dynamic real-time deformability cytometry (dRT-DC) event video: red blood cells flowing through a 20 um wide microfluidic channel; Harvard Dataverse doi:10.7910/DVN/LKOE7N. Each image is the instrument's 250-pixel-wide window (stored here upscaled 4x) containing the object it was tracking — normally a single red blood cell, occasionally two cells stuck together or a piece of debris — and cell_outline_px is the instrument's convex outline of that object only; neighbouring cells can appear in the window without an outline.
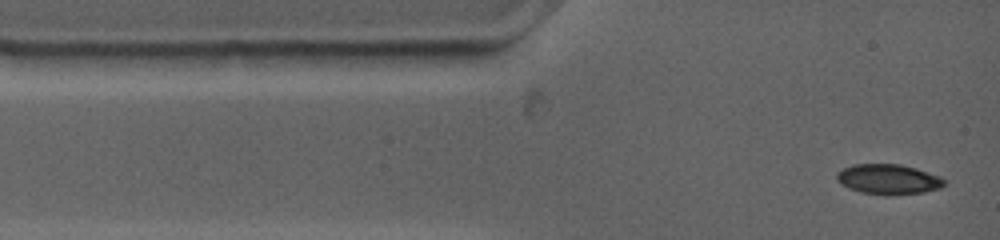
{"species": "common noctule bat (a hibernating species)", "species_latin": "Nyctalus noctula", "temperature_condition": "warm", "stored_images_in_passage": 6, "camera_frame_rate_fps": 4500, "um_per_image_px": 0.085, "animal": {"sex": "female", "body_mass_g": 19.0, "forearm_length_mm": 53.3}, "frame": {"image": 1, "passage_image": 1, "time_ms": 0.0, "image_size_px": [1000, 240], "cell_outline_px": [[948, 184], [940, 188], [924, 192], [860, 192], [848, 188], [840, 184], [836, 180], [836, 172], [852, 164], [900, 164], [916, 168], [940, 176], [948, 180]], "centroid_in_image_um": [75.52, 15.19], "position_along_channel_um": 9.5, "area_um2": 18.38}}
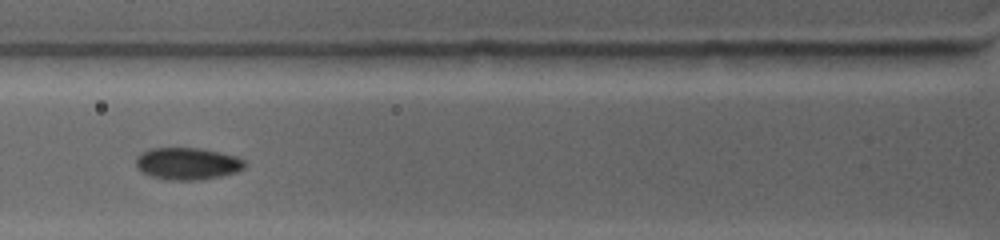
{"frame": {"image": 2, "passage_image": 4, "time_ms": 3.556, "image_size_px": [1000, 240], "cell_outline_px": [[248, 164], [244, 168], [236, 172], [204, 180], [164, 180], [140, 172], [136, 168], [136, 156], [152, 148], [200, 148], [220, 152], [236, 156], [244, 160]], "centroid_in_image_um": [15.94, 13.92], "position_along_channel_um": 109.9, "area_um2": 20.58}}
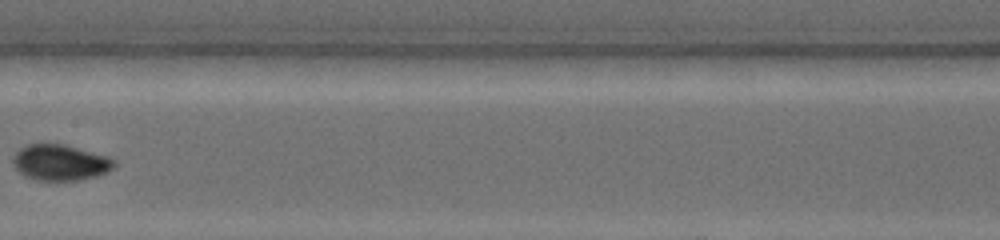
{"frame": {"image": 3, "passage_image": 6, "time_ms": 6.0, "image_size_px": [1000, 240], "cell_outline_px": [[116, 164], [108, 172], [96, 176], [76, 180], [36, 180], [20, 172], [12, 164], [12, 156], [20, 148], [28, 144], [64, 144], [108, 156], [116, 160]], "centroid_in_image_um": [5.13, 13.8], "position_along_channel_um": 202.3, "area_um2": 21.1}}